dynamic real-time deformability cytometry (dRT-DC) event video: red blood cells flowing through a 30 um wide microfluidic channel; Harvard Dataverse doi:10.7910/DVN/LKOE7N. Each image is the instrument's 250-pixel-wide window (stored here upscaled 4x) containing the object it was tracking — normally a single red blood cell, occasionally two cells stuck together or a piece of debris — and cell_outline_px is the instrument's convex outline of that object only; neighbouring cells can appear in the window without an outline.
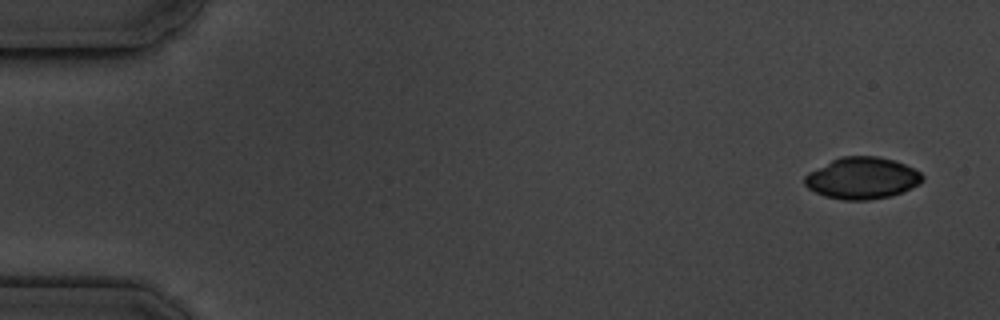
{"species": "common noctule bat (a hibernating species)", "species_latin": "Nyctalus noctula", "temperature_condition": "cold", "stored_images_in_passage": 4, "camera_frame_rate_fps": 3000, "um_per_image_px": 0.085, "animal": {"sex": "male", "body_mass_g": 19.5, "forearm_length_mm": 54.6}, "frame": {"image": 1, "passage_image": 1, "time_ms": 0.0, "image_size_px": [1000, 320], "cell_outline_px": [[924, 180], [920, 184], [900, 192], [888, 196], [868, 200], [844, 200], [824, 196], [808, 188], [804, 184], [804, 176], [808, 172], [840, 156], [876, 156], [892, 160], [904, 164], [920, 172], [924, 176]], "centroid_in_image_um": [73.26, 15.14], "position_along_channel_um": 11.7, "area_um2": 28.44}}
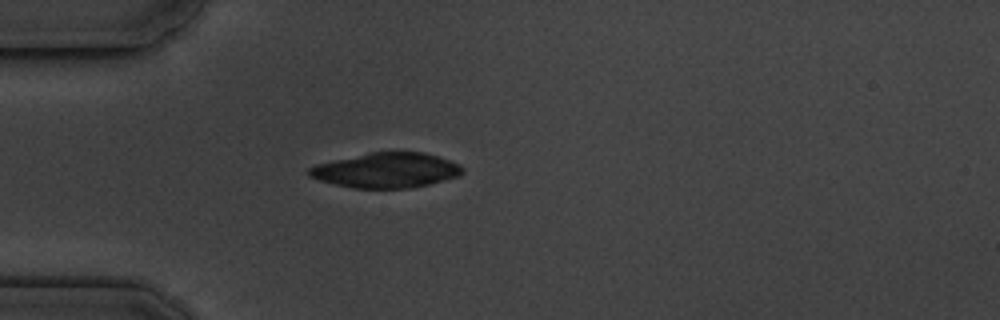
{"frame": {"image": 2, "passage_image": 4, "time_ms": 4.333, "image_size_px": [1000, 320], "cell_outline_px": [[464, 172], [460, 176], [428, 184], [408, 188], [352, 188], [320, 180], [308, 176], [308, 168], [316, 164], [372, 152], [424, 152], [460, 164], [464, 168]], "centroid_in_image_um": [32.86, 14.48], "position_along_channel_um": 52.1, "area_um2": 31.04}}